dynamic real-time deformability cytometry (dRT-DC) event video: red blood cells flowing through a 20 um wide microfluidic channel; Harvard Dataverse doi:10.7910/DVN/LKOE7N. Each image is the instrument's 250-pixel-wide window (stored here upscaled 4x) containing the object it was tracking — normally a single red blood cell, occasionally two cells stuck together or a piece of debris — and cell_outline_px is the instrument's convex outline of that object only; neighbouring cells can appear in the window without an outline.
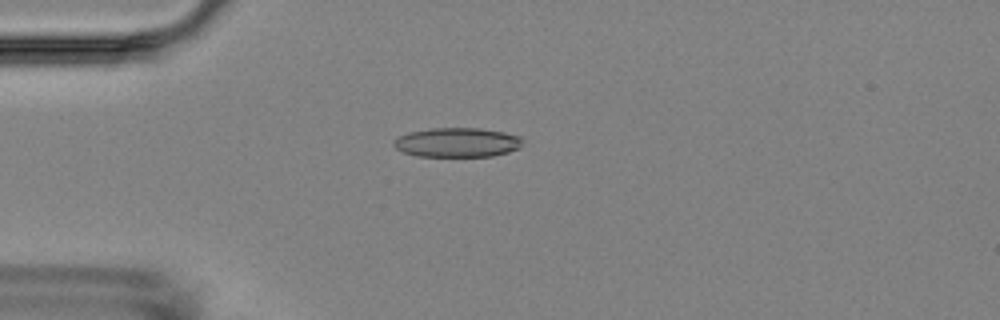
{"species": "Egyptian fruit bat (a non-hibernating species)", "species_latin": "Rousettus aegyptiacus", "temperature_condition": "room temperature", "stored_images_in_passage": 4, "camera_frame_rate_fps": 3000, "um_per_image_px": 0.085, "animal": {"sex": "female"}, "frame": {"image": 1, "passage_image": 4, "time_ms": 3.333, "image_size_px": [1000, 320], "cell_outline_px": [[524, 140], [520, 148], [508, 152], [492, 156], [416, 156], [404, 152], [396, 148], [392, 144], [392, 140], [408, 132], [432, 128], [480, 128], [504, 132], [520, 136]], "centroid_in_image_um": [38.87, 12.1], "position_along_channel_um": 46.1, "area_um2": 22.2}}